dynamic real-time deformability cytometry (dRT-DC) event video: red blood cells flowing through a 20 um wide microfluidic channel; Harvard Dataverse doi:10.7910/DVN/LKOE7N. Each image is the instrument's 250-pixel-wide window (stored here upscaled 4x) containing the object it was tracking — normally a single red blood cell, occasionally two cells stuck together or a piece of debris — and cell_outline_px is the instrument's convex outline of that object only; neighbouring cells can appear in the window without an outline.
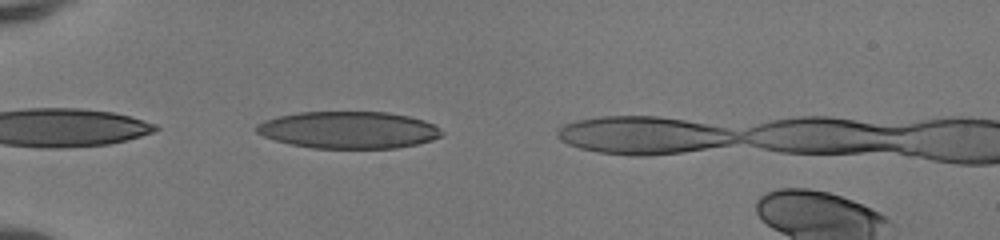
{"species": "human", "species_latin": "Homo sapiens", "temperature_condition": "room temperature", "stored_images_in_passage": 32, "camera_frame_rate_fps": 3000, "um_per_image_px": 0.085, "donor": {"sex": "female"}, "frame": {"image": 1, "passage_image": 1, "time_ms": 0.0, "image_size_px": [1000, 240], "cell_outline_px": [[444, 132], [440, 136], [432, 140], [416, 144], [396, 148], [312, 148], [292, 144], [276, 140], [264, 136], [256, 132], [256, 124], [264, 120], [296, 112], [388, 112], [408, 116], [424, 120], [440, 128]], "centroid_in_image_um": [29.63, 11.04], "position_along_channel_um": 55.4, "area_um2": 39.88}}
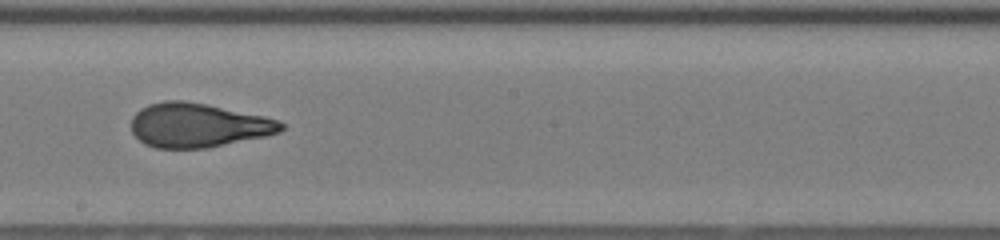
{"frame": {"image": 2, "passage_image": 15, "time_ms": 4.667, "image_size_px": [1000, 240], "cell_outline_px": [[284, 128], [280, 132], [264, 136], [208, 148], [156, 148], [144, 144], [132, 132], [132, 116], [140, 108], [148, 104], [164, 100], [184, 100], [264, 116], [280, 120], [284, 124]], "centroid_in_image_um": [16.81, 10.64], "position_along_channel_um": 231.4, "area_um2": 38.49}}
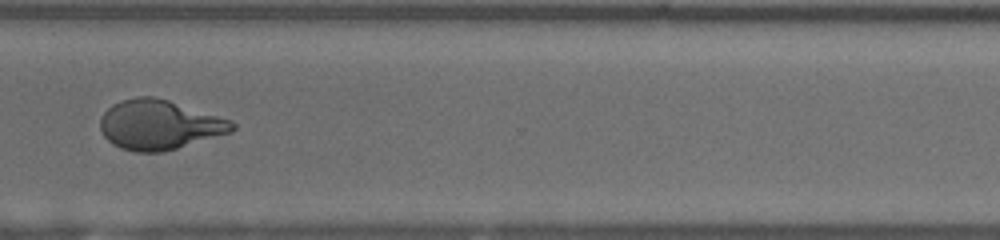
{"frame": {"image": 3, "passage_image": 24, "time_ms": 7.667, "image_size_px": [1000, 240], "cell_outline_px": [[236, 128], [232, 132], [164, 152], [136, 152], [120, 148], [112, 144], [104, 136], [100, 128], [100, 116], [112, 104], [120, 100], [136, 96], [152, 96], [168, 100], [232, 120], [236, 124]], "centroid_in_image_um": [13.53, 10.61], "position_along_channel_um": 357.1, "area_um2": 38.38}}